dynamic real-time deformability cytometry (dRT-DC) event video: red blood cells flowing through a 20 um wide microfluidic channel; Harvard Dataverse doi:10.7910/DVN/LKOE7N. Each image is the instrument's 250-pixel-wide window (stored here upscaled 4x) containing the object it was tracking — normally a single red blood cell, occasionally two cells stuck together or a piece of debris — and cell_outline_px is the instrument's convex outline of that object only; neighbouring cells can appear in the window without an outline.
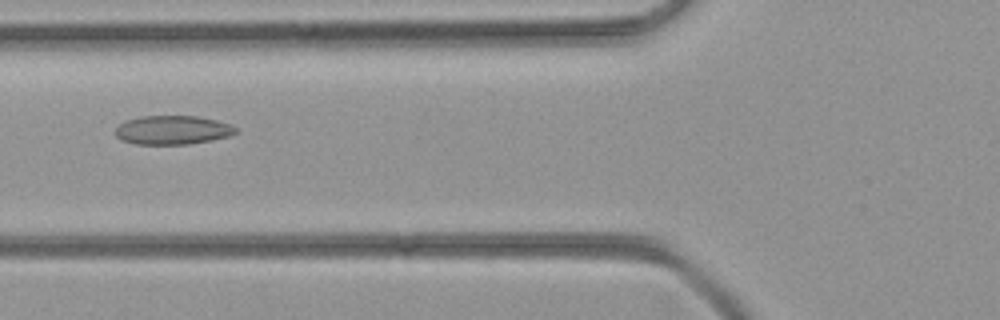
{"species": "common noctule bat (a hibernating species)", "species_latin": "Nyctalus noctula", "temperature_condition": "room temperature", "stored_images_in_passage": 49, "camera_frame_rate_fps": 3000, "um_per_image_px": 0.085, "animal": {"sex": "female", "body_mass_g": 21.9}, "frame": {"image": 1, "passage_image": 19, "time_ms": 6.0, "image_size_px": [1000, 320], "cell_outline_px": [[236, 132], [228, 136], [212, 140], [188, 144], [136, 144], [120, 140], [116, 136], [116, 128], [120, 124], [128, 120], [140, 116], [196, 116], [216, 120], [232, 124], [236, 128]], "centroid_in_image_um": [14.67, 11.05], "position_along_channel_um": 111.1, "area_um2": 20.17}}
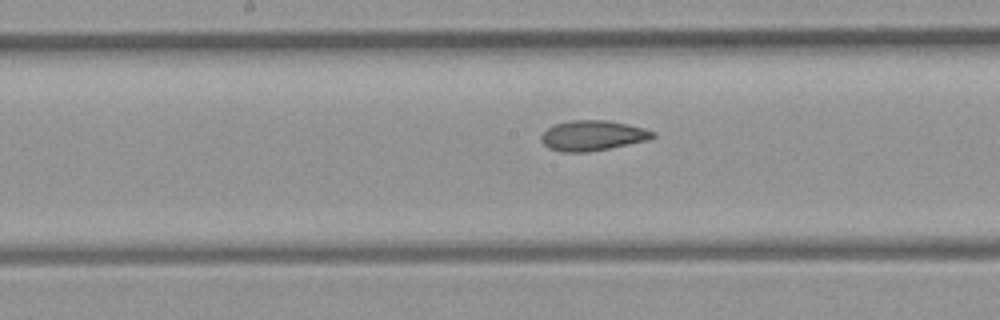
{"frame": {"image": 2, "passage_image": 25, "time_ms": 8.0, "image_size_px": [1000, 320], "cell_outline_px": [[656, 136], [652, 140], [588, 152], [560, 152], [548, 148], [544, 144], [540, 136], [548, 128], [556, 124], [572, 120], [608, 120], [628, 124], [644, 128], [656, 132]], "centroid_in_image_um": [50.43, 11.53], "position_along_channel_um": 197.8, "area_um2": 19.83}}
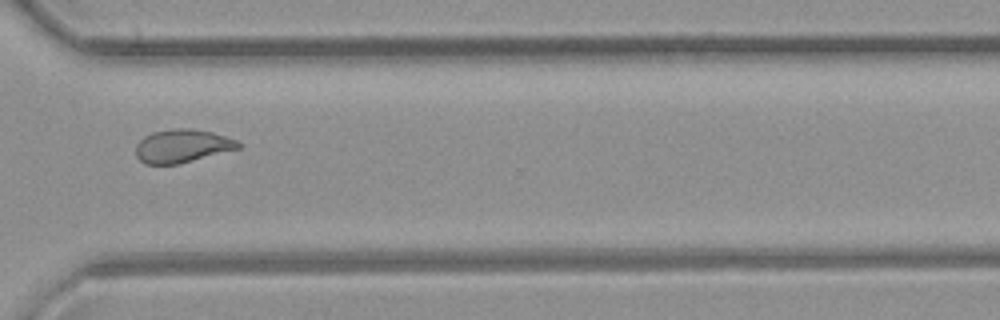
{"frame": {"image": 3, "passage_image": 36, "time_ms": 11.667, "image_size_px": [1000, 320], "cell_outline_px": [[240, 148], [180, 164], [144, 164], [136, 156], [136, 144], [144, 136], [152, 132], [172, 128], [188, 128], [212, 132], [236, 140], [240, 144]], "centroid_in_image_um": [15.46, 12.41], "position_along_channel_um": 355.1, "area_um2": 19.88}}